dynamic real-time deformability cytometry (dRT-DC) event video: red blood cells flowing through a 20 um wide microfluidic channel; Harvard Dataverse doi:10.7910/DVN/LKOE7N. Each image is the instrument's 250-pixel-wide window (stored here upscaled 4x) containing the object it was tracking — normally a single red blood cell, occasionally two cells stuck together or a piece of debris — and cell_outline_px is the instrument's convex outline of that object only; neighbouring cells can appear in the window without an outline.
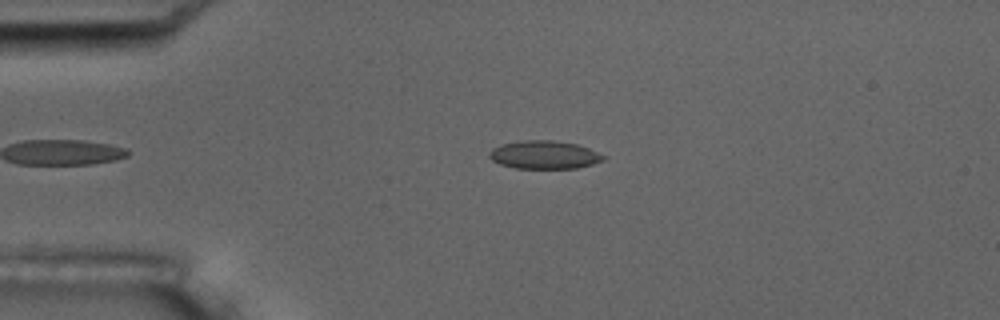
{"species": "common noctule bat (a hibernating species)", "species_latin": "Nyctalus noctula", "temperature_condition": "room temperature", "stored_images_in_passage": 2, "camera_frame_rate_fps": 3000, "um_per_image_px": 0.085, "animal": {"sex": "male", "body_mass_g": 17.5, "forearm_length_mm": 52.3}, "frame": {"image": 1, "passage_image": 1, "time_ms": 0.0, "image_size_px": [1000, 320], "cell_outline_px": [[604, 160], [592, 164], [576, 168], [516, 168], [500, 164], [492, 160], [488, 156], [488, 152], [492, 148], [500, 144], [524, 140], [552, 140], [576, 144], [588, 148], [604, 156]], "centroid_in_image_um": [46.21, 13.15], "position_along_channel_um": 38.8, "area_um2": 18.61}}